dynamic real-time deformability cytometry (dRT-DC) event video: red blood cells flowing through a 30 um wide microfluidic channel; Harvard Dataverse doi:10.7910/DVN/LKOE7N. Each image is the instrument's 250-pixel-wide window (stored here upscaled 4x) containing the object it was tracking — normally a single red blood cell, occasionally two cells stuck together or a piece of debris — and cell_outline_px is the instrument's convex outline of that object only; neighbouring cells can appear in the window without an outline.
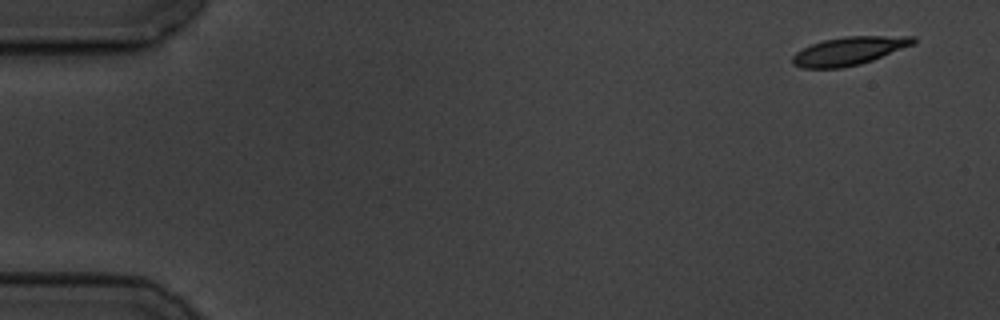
{"species": "common noctule bat (a hibernating species)", "species_latin": "Nyctalus noctula", "temperature_condition": "cold", "stored_images_in_passage": 5, "camera_frame_rate_fps": 3000, "um_per_image_px": 0.085, "animal": {"sex": "male", "body_mass_g": 19.5, "forearm_length_mm": 54.6}, "frame": {"image": 1, "passage_image": 1, "time_ms": 0.0, "image_size_px": [1000, 320], "cell_outline_px": [[916, 40], [912, 44], [872, 60], [860, 64], [840, 68], [804, 68], [792, 64], [792, 56], [796, 52], [812, 44], [824, 40], [844, 36], [916, 36]], "centroid_in_image_um": [72.13, 4.33], "position_along_channel_um": 12.9, "area_um2": 19.59}}
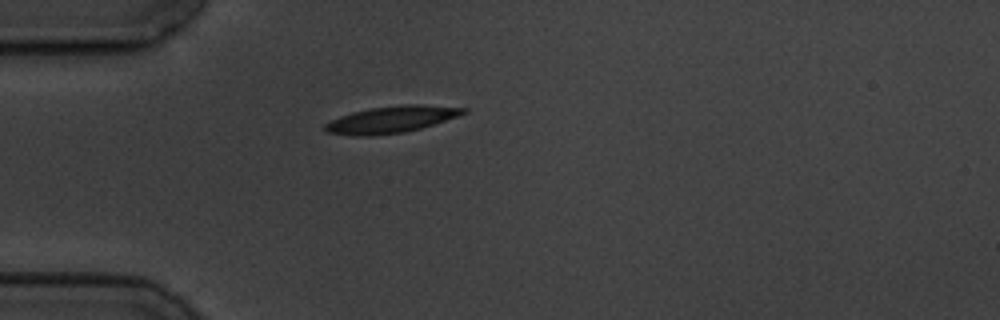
{"frame": {"image": 2, "passage_image": 4, "time_ms": 4.333, "image_size_px": [1000, 320], "cell_outline_px": [[468, 112], [420, 128], [404, 132], [368, 136], [352, 136], [328, 132], [324, 128], [324, 124], [340, 116], [352, 112], [372, 108], [404, 104], [420, 104], [468, 108]], "centroid_in_image_um": [33.24, 10.15], "position_along_channel_um": 51.8, "area_um2": 21.27}}